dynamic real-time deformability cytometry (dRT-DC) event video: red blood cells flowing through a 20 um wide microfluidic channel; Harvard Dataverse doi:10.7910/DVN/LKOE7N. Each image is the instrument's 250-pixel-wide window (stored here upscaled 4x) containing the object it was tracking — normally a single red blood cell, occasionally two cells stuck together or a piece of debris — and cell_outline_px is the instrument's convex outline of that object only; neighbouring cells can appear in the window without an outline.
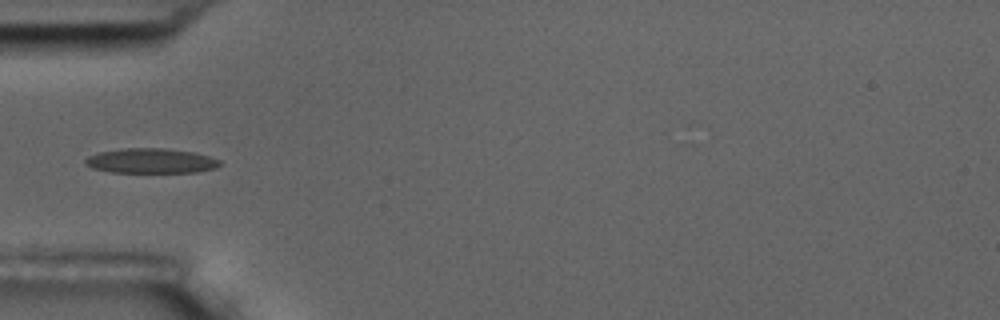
{"species": "common noctule bat (a hibernating species)", "species_latin": "Nyctalus noctula", "temperature_condition": "room temperature", "stored_images_in_passage": 13, "camera_frame_rate_fps": 3000, "um_per_image_px": 0.085, "animal": {"sex": "male", "body_mass_g": 17.5, "forearm_length_mm": 52.3}, "frame": {"image": 1, "passage_image": 3, "time_ms": 2.333, "image_size_px": [1000, 320], "cell_outline_px": [[220, 164], [216, 168], [196, 172], [112, 172], [92, 168], [84, 164], [84, 160], [88, 156], [100, 152], [124, 148], [164, 148], [196, 152], [220, 160]], "centroid_in_image_um": [12.83, 13.67], "position_along_channel_um": 72.2, "area_um2": 19.48}}
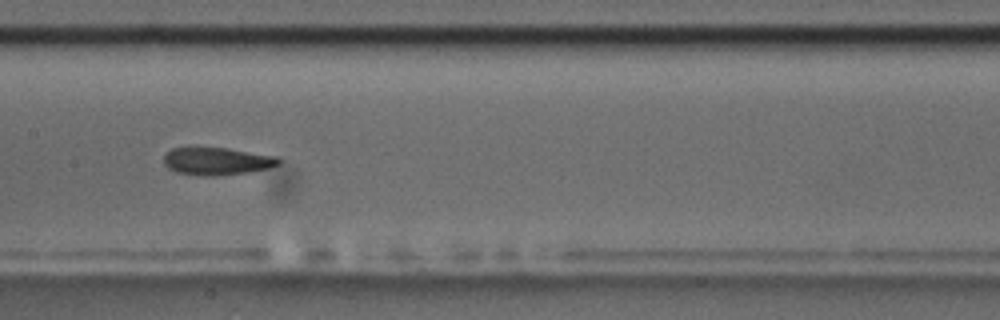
{"frame": {"image": 2, "passage_image": 6, "time_ms": 5.667, "image_size_px": [1000, 320], "cell_outline_px": [[284, 160], [280, 164], [268, 168], [248, 172], [216, 176], [204, 176], [176, 172], [168, 168], [164, 164], [164, 156], [172, 148], [228, 148], [276, 156]], "centroid_in_image_um": [18.48, 13.71], "position_along_channel_um": 188.9, "area_um2": 18.44}}
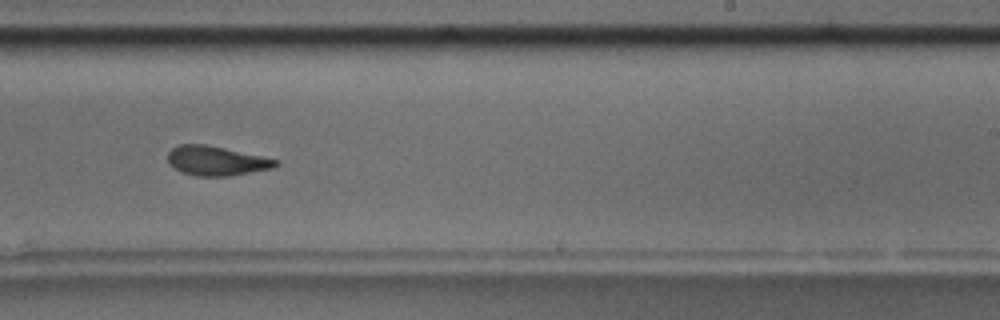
{"frame": {"image": 3, "passage_image": 8, "time_ms": 8.0, "image_size_px": [1000, 320], "cell_outline_px": [[280, 164], [272, 168], [228, 176], [196, 176], [180, 172], [168, 160], [168, 152], [172, 148], [180, 144], [204, 144], [224, 148], [280, 160]], "centroid_in_image_um": [18.4, 13.67], "position_along_channel_um": 270.6, "area_um2": 18.32}, "authors_computed_cell_mechanics": {"area_um2": 18.7272, "velocity_mm_per_s": 3.5119, "shape_relaxation_time_tau1_ms": 5.6421, "shape_relaxation_time_tau2_ms": 6.6582, "deformation_change_tau1": 0.1688, "deformation_change_tau2": 0.1161}}